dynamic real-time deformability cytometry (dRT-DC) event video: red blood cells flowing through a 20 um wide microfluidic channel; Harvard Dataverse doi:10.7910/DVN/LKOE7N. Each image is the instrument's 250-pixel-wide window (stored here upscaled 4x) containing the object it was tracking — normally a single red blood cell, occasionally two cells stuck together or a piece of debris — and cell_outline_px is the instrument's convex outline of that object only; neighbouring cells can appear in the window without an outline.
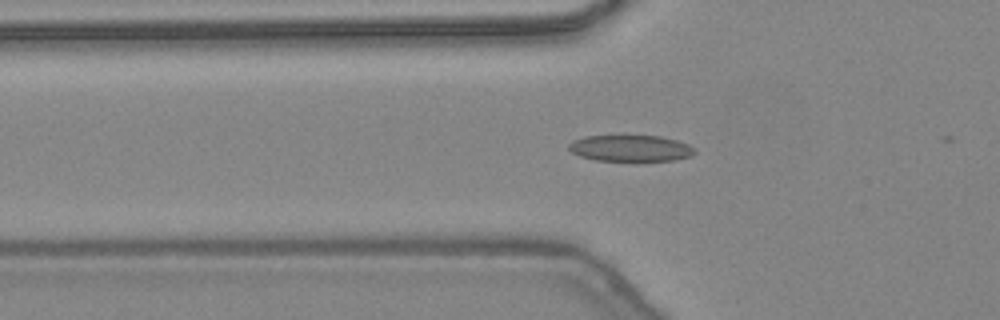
{"species": "common noctule bat (a hibernating species)", "species_latin": "Nyctalus noctula", "temperature_condition": "warm", "stored_images_in_passage": 46, "camera_frame_rate_fps": 3000, "um_per_image_px": 0.085, "animal": {"sex": "female", "body_mass_g": 24.6, "forearm_length_mm": 56.2}, "frame": {"image": 1, "passage_image": 18, "time_ms": 5.667, "image_size_px": [1000, 320], "cell_outline_px": [[696, 152], [692, 156], [672, 160], [596, 160], [580, 156], [572, 152], [568, 148], [568, 144], [572, 140], [584, 136], [660, 136], [676, 140], [688, 144], [696, 148]], "centroid_in_image_um": [53.6, 12.59], "position_along_channel_um": 72.2, "area_um2": 19.19}}
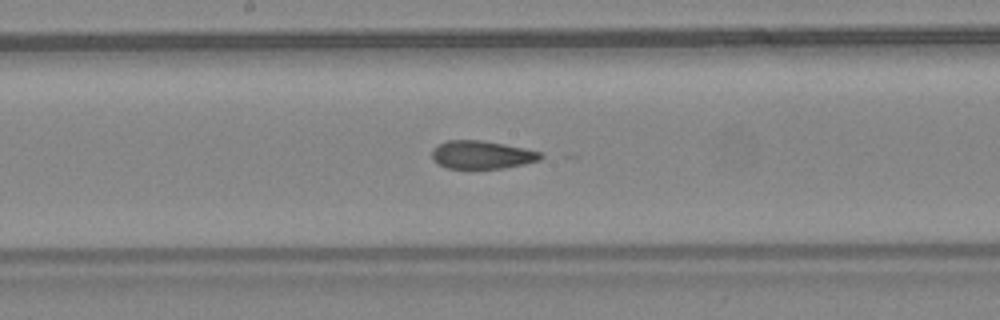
{"frame": {"image": 2, "passage_image": 27, "time_ms": 8.667, "image_size_px": [1000, 320], "cell_outline_px": [[548, 156], [540, 160], [524, 164], [504, 168], [448, 168], [436, 164], [432, 160], [432, 148], [436, 144], [448, 140], [484, 140], [544, 152]], "centroid_in_image_um": [40.98, 13.15], "position_along_channel_um": 207.2, "area_um2": 18.21}}
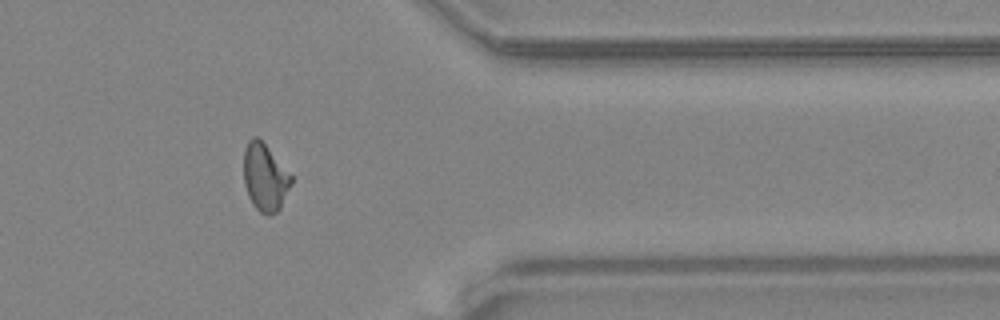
{"frame": {"image": 3, "passage_image": 40, "time_ms": 13.0, "image_size_px": [1000, 320], "cell_outline_px": [[292, 184], [280, 208], [276, 212], [268, 216], [260, 212], [252, 204], [248, 196], [244, 184], [244, 148], [248, 140], [252, 136], [256, 136], [264, 144], [292, 176]], "centroid_in_image_um": [22.5, 15.1], "position_along_channel_um": 388.9, "area_um2": 18.55}, "authors_computed_cell_mechanics": {"area_um2": 18.785, "velocity_mm_per_s": 4.4729, "shape_relaxation_time_tau1_ms": null, "shape_relaxation_time_tau2_ms": 1.8247, "deformation_change_tau1": null, "deformation_change_tau2": 0.0811}}